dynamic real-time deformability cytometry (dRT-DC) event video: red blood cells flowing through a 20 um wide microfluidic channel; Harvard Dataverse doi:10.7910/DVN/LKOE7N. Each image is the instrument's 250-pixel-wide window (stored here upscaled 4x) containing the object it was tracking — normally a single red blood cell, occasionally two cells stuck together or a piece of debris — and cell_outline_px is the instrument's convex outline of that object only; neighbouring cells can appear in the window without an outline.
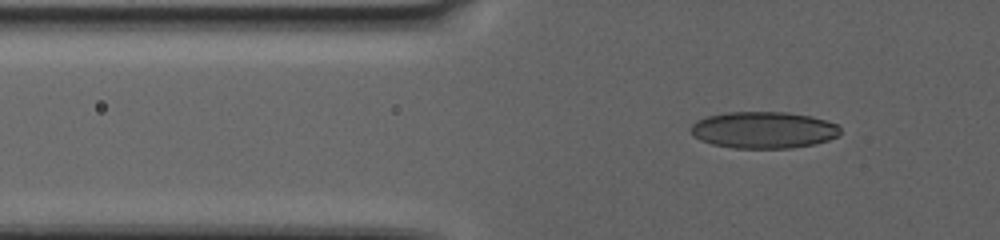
{"species": "human", "species_latin": "Homo sapiens", "temperature_condition": "warm", "stored_images_in_passage": 74, "camera_frame_rate_fps": 3000, "um_per_image_px": 0.085, "donor": {"sex": "female"}, "frame": {"image": 1, "passage_image": 13, "time_ms": 4.0, "image_size_px": [1000, 240], "cell_outline_px": [[840, 132], [836, 136], [828, 140], [812, 144], [792, 148], [732, 148], [712, 144], [700, 140], [688, 128], [696, 120], [704, 116], [728, 112], [788, 112], [812, 116], [836, 124], [840, 128]], "centroid_in_image_um": [64.86, 11.04], "position_along_channel_um": 60.9, "area_um2": 32.02}}
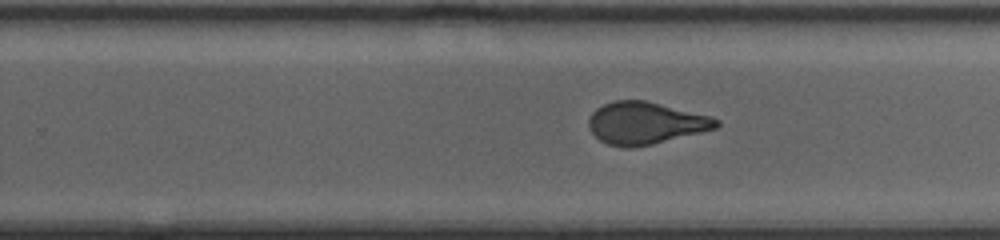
{"frame": {"image": 2, "passage_image": 45, "time_ms": 14.667, "image_size_px": [1000, 240], "cell_outline_px": [[720, 124], [716, 128], [652, 144], [632, 148], [628, 148], [608, 144], [600, 140], [592, 132], [588, 124], [588, 120], [592, 112], [596, 108], [604, 104], [616, 100], [644, 100], [712, 116], [720, 120]], "centroid_in_image_um": [54.86, 10.46], "position_along_channel_um": 274.9, "area_um2": 31.15}}
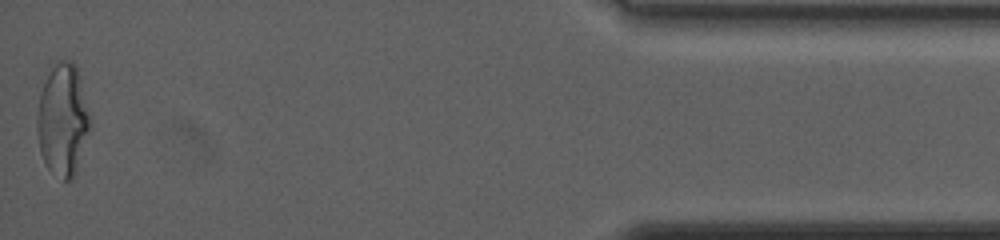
{"frame": {"image": 3, "passage_image": 74, "time_ms": 24.333, "image_size_px": [1000, 240], "cell_outline_px": [[92, 128], [76, 172], [72, 180], [64, 180], [48, 168], [40, 152], [36, 128], [36, 116], [40, 96], [44, 84], [52, 68], [60, 60], [72, 60], [76, 64], [92, 124]], "centroid_in_image_um": [5.36, 10.22], "position_along_channel_um": 429.8, "area_um2": 34.62}}